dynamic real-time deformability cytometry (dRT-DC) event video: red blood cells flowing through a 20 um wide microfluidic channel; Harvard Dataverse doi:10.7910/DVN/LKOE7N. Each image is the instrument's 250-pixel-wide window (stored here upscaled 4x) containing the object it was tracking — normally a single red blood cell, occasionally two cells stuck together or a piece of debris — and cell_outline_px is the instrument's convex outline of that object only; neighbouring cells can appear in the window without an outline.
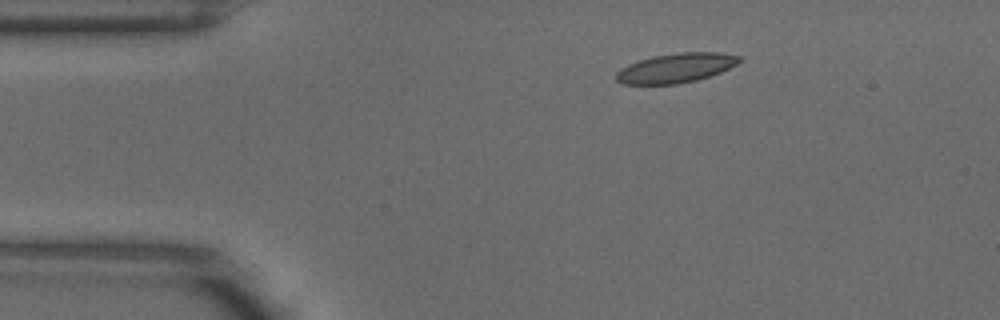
{"species": "common noctule bat (a hibernating species)", "species_latin": "Nyctalus noctula", "temperature_condition": "warm", "stored_images_in_passage": 6, "camera_frame_rate_fps": 3000, "um_per_image_px": 0.085, "animal": {"sex": "male", "body_mass_g": 18.8}, "frame": {"image": 1, "passage_image": 3, "time_ms": 0.667, "image_size_px": [1000, 320], "cell_outline_px": [[744, 60], [720, 72], [696, 80], [676, 84], [620, 84], [616, 80], [616, 72], [620, 68], [628, 64], [652, 56], [680, 52], [720, 52], [744, 56]], "centroid_in_image_um": [57.47, 5.76], "position_along_channel_um": 27.5, "area_um2": 21.27}}
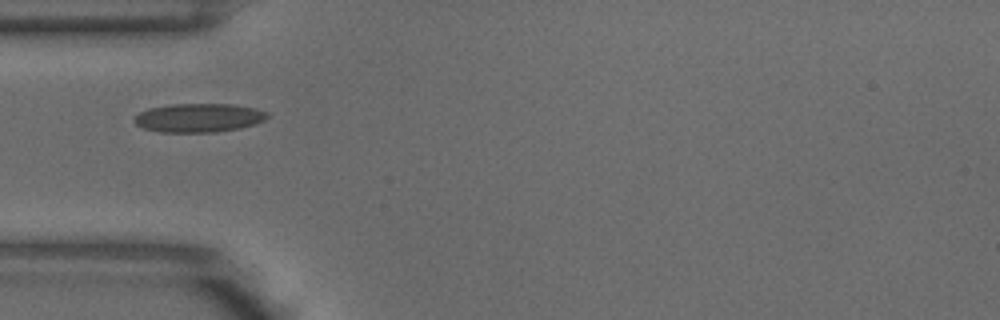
{"frame": {"image": 2, "passage_image": 4, "time_ms": 1.0, "image_size_px": [1000, 320], "cell_outline_px": [[268, 116], [264, 120], [256, 124], [240, 128], [216, 132], [160, 132], [144, 128], [136, 124], [132, 120], [140, 112], [148, 108], [168, 104], [232, 104], [256, 108], [268, 112]], "centroid_in_image_um": [16.9, 10.01], "position_along_channel_um": 68.1, "area_um2": 22.43}}